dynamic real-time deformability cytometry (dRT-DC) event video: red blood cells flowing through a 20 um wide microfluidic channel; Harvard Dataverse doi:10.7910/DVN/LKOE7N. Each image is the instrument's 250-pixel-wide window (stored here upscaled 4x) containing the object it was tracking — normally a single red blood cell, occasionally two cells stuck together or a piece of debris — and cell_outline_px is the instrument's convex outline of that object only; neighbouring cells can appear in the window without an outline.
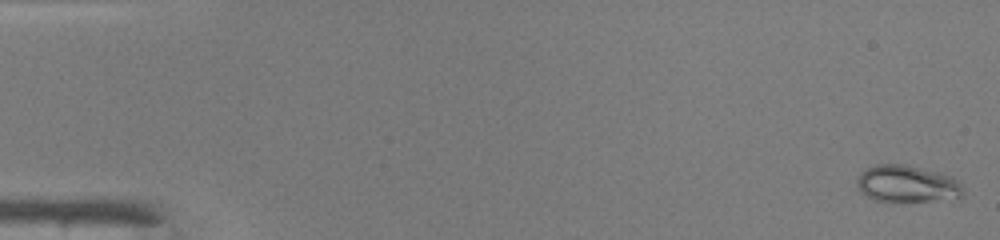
{"species": "common noctule bat (a hibernating species)", "species_latin": "Nyctalus noctula", "temperature_condition": "warm", "stored_images_in_passage": 14, "camera_frame_rate_fps": 3000, "um_per_image_px": 0.085, "animal": {"sex": "male", "body_mass_g": 19.0, "forearm_length_mm": 50.8}, "frame": {"image": 1, "passage_image": 1, "time_ms": 0.0, "image_size_px": [1000, 240], "cell_outline_px": [[960, 196], [928, 200], [872, 200], [860, 192], [856, 184], [856, 180], [860, 172], [876, 164], [904, 164], [952, 176], [960, 184]], "centroid_in_image_um": [76.98, 15.59], "position_along_channel_um": 8.0, "area_um2": 22.08}}